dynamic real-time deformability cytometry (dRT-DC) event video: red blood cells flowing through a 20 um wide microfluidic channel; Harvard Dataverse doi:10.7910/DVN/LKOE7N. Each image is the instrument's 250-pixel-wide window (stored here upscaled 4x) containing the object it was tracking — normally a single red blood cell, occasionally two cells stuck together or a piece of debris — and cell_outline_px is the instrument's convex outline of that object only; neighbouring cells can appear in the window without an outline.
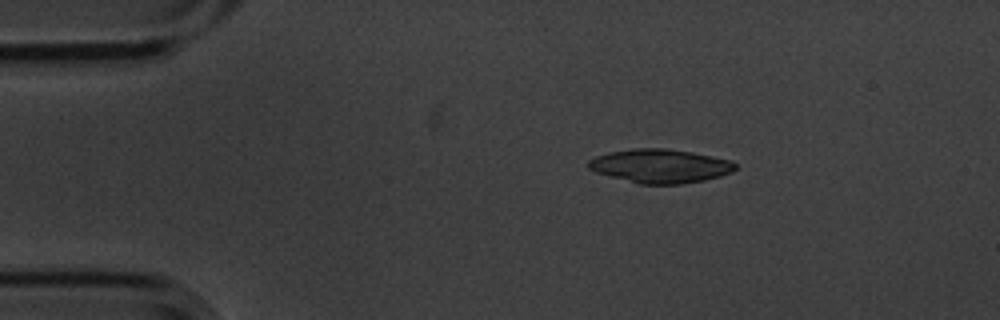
{"species": "common noctule bat (a hibernating species)", "species_latin": "Nyctalus noctula", "temperature_condition": "cold", "stored_images_in_passage": 14, "camera_frame_rate_fps": 3000, "um_per_image_px": 0.085, "animal": {"sex": "male", "body_mass_g": 20.1, "forearm_length_mm": 53.5}, "frame": {"image": 1, "passage_image": 2, "time_ms": 0.333, "image_size_px": [1000, 320], "cell_outline_px": [[736, 168], [732, 172], [720, 176], [704, 180], [680, 184], [640, 184], [596, 172], [588, 168], [588, 160], [596, 156], [608, 152], [632, 148], [664, 148], [692, 152], [732, 160], [736, 164]], "centroid_in_image_um": [56.12, 14.1], "position_along_channel_um": 28.9, "area_um2": 28.9}}